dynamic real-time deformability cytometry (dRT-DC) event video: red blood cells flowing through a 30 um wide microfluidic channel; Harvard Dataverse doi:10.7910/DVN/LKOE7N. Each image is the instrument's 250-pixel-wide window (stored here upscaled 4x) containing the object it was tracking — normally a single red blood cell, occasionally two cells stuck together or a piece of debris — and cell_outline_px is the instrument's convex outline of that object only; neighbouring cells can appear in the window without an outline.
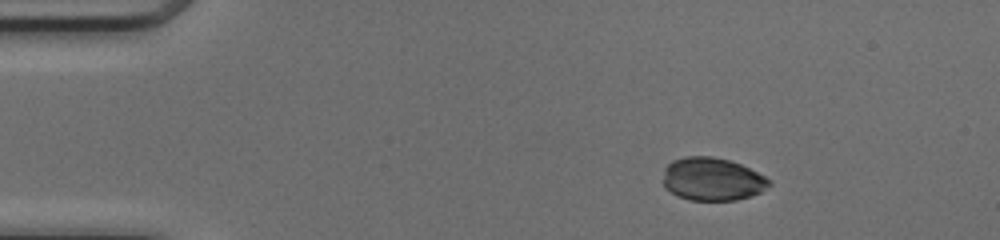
{"species": "common noctule bat (a hibernating species)", "species_latin": "Nyctalus noctula", "temperature_condition": "cold", "stored_images_in_passage": 43, "camera_frame_rate_fps": 3000, "um_per_image_px": 0.085, "animal": {"sex": "female", "body_mass_g": 17.0, "forearm_length_mm": 48.0}, "frame": {"image": 1, "passage_image": 1, "time_ms": 0.0, "image_size_px": [1000, 240], "cell_outline_px": [[772, 184], [760, 192], [752, 196], [736, 200], [688, 200], [676, 196], [664, 188], [664, 168], [672, 160], [684, 156], [712, 156], [728, 160], [740, 164], [772, 180]], "centroid_in_image_um": [60.52, 15.23], "position_along_channel_um": 24.5, "area_um2": 26.76}}
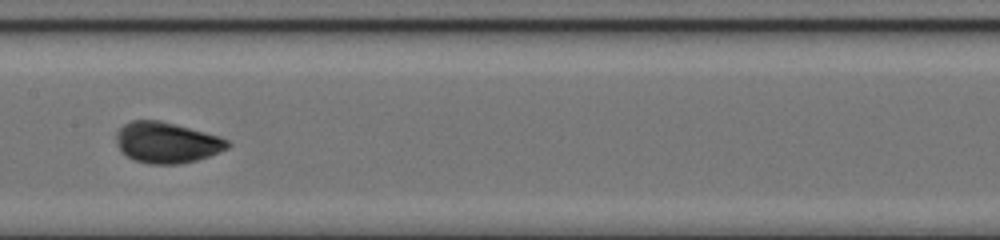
{"frame": {"image": 2, "passage_image": 19, "time_ms": 6.0, "image_size_px": [1000, 240], "cell_outline_px": [[232, 144], [228, 148], [220, 152], [196, 160], [180, 164], [148, 164], [136, 160], [120, 152], [116, 140], [116, 132], [124, 124], [132, 120], [160, 120], [176, 124], [204, 132], [228, 140]], "centroid_in_image_um": [14.16, 12.12], "position_along_channel_um": 193.2, "area_um2": 26.47}}
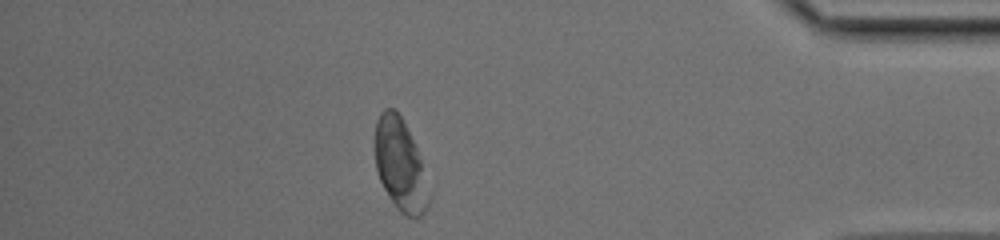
{"frame": {"image": 3, "passage_image": 37, "time_ms": 12.0, "image_size_px": [1000, 240], "cell_outline_px": [[432, 196], [428, 208], [420, 216], [404, 216], [396, 208], [388, 196], [380, 180], [376, 168], [376, 120], [380, 112], [384, 108], [396, 108], [416, 148], [432, 192]], "centroid_in_image_um": [34.05, 14.07], "position_along_channel_um": 401.1, "area_um2": 28.84}, "authors_computed_cell_mechanics": {"area_um2": 26.877, "velocity_mm_per_s": 4.1441, "shape_relaxation_time_tau1_ms": 1.0692, "shape_relaxation_time_tau2_ms": null, "deformation_change_tau1": 0.0483, "deformation_change_tau2": null}}